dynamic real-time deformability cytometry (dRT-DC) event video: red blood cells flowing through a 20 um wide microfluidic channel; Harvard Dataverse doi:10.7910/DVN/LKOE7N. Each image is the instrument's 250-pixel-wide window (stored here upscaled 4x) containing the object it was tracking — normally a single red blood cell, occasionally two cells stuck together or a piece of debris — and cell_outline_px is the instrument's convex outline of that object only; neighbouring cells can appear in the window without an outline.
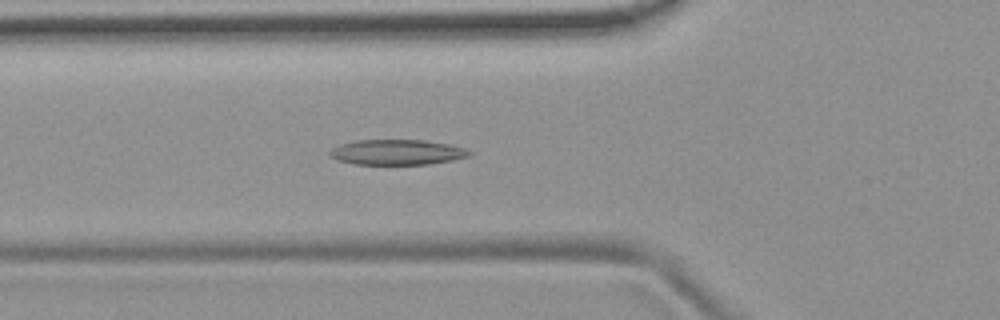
{"species": "common noctule bat (a hibernating species)", "species_latin": "Nyctalus noctula", "temperature_condition": "room temperature", "stored_images_in_passage": 38, "camera_frame_rate_fps": 3000, "um_per_image_px": 0.085, "animal": {"sex": "female", "body_mass_g": 19.9}, "frame": {"image": 1, "passage_image": 7, "time_ms": 2.0, "image_size_px": [1000, 320], "cell_outline_px": [[472, 152], [468, 156], [452, 160], [428, 164], [352, 164], [336, 160], [328, 156], [328, 152], [332, 148], [340, 144], [356, 140], [424, 140], [448, 144], [464, 148]], "centroid_in_image_um": [33.68, 12.94], "position_along_channel_um": 92.1, "area_um2": 20.58}}
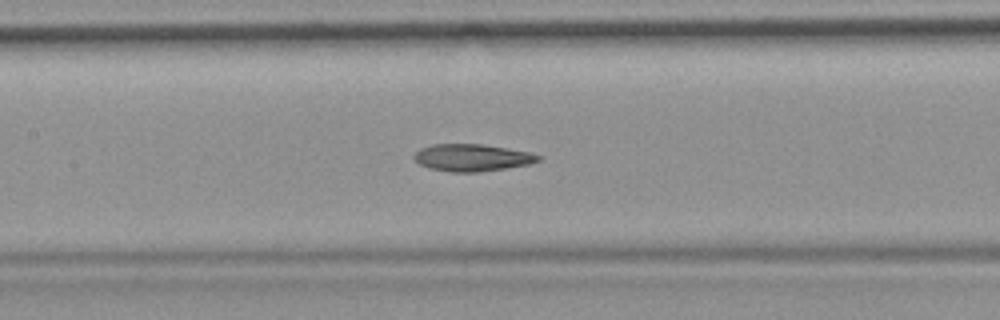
{"frame": {"image": 2, "passage_image": 13, "time_ms": 4.0, "image_size_px": [1000, 320], "cell_outline_px": [[540, 160], [528, 164], [480, 172], [452, 172], [428, 168], [420, 164], [412, 156], [420, 148], [432, 144], [480, 144], [528, 152], [540, 156]], "centroid_in_image_um": [40.06, 13.4], "position_along_channel_um": 167.3, "area_um2": 19.36}}
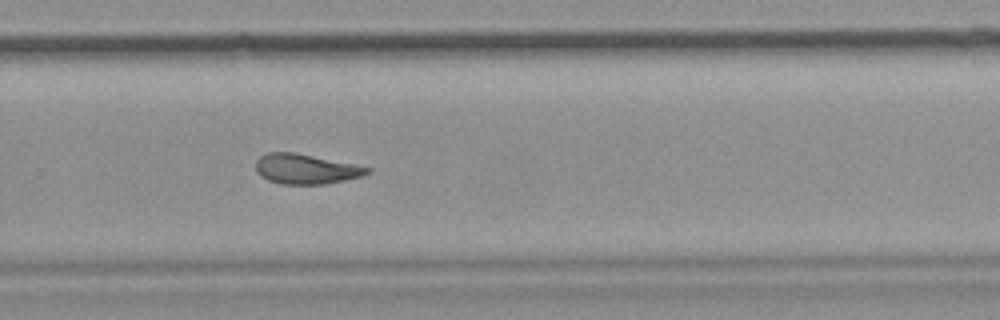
{"frame": {"image": 3, "passage_image": 24, "time_ms": 7.667, "image_size_px": [1000, 320], "cell_outline_px": [[372, 172], [360, 176], [344, 180], [324, 184], [280, 184], [268, 180], [260, 176], [256, 172], [256, 160], [260, 156], [268, 152], [296, 152], [372, 168]], "centroid_in_image_um": [25.97, 14.36], "position_along_channel_um": 303.8, "area_um2": 19.48}, "authors_computed_cell_mechanics": {"area_um2": 19.8254, "velocity_mm_per_s": 3.7464, "shape_relaxation_time_tau1_ms": 8.2136, "shape_relaxation_time_tau2_ms": 3.8654, "deformation_change_tau1": 0.2002, "deformation_change_tau2": 0.1272}}